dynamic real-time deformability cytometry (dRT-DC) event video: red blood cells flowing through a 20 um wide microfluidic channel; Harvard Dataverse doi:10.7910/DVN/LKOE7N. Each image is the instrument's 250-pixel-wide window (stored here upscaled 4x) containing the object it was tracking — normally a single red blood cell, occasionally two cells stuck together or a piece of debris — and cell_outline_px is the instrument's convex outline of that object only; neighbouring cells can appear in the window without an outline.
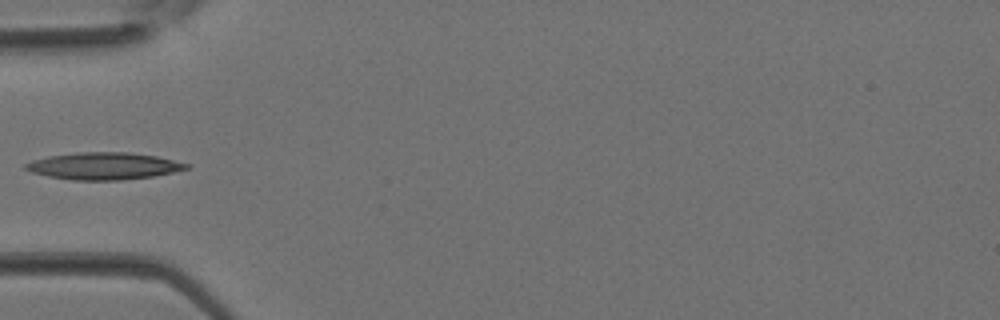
{"species": "Egyptian fruit bat (a non-hibernating species)", "species_latin": "Rousettus aegyptiacus", "temperature_condition": "room temperature", "stored_images_in_passage": 3, "camera_frame_rate_fps": 3000, "um_per_image_px": 0.085, "animal": {"sex": "female"}, "frame": {"image": 1, "passage_image": 3, "time_ms": 0.667, "image_size_px": [1000, 320], "cell_outline_px": [[188, 168], [172, 172], [152, 176], [120, 180], [72, 180], [48, 176], [32, 172], [24, 168], [24, 164], [32, 160], [48, 156], [76, 152], [128, 152], [156, 156], [188, 164]], "centroid_in_image_um": [8.76, 14.1], "position_along_channel_um": 76.2, "area_um2": 25.14}}